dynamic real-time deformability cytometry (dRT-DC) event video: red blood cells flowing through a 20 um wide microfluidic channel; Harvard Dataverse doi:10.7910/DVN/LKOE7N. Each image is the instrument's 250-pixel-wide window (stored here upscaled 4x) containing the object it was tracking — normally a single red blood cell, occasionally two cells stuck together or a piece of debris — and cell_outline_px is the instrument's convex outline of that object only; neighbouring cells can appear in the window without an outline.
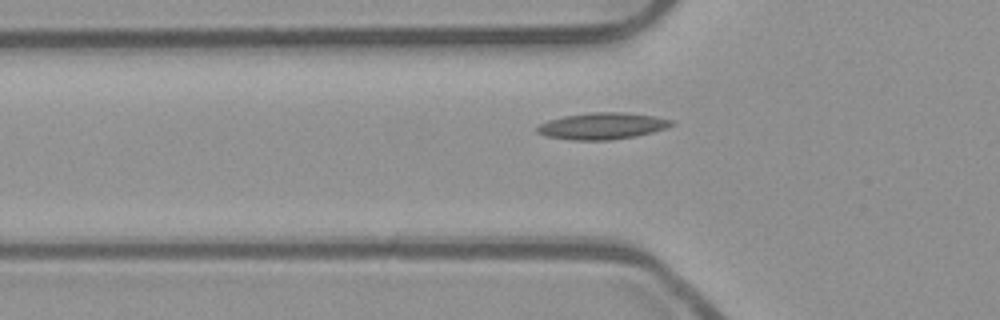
{"species": "common noctule bat (a hibernating species)", "species_latin": "Nyctalus noctula", "temperature_condition": "room temperature", "stored_images_in_passage": 33, "camera_frame_rate_fps": 3000, "um_per_image_px": 0.085, "animal": {"sex": "male", "body_mass_g": 23.1, "forearm_length_mm": 52.7}, "frame": {"image": 1, "passage_image": 4, "time_ms": 1.0, "image_size_px": [1000, 320], "cell_outline_px": [[672, 124], [664, 128], [652, 132], [636, 136], [608, 140], [572, 140], [548, 136], [536, 132], [536, 128], [540, 124], [548, 120], [564, 116], [592, 112], [624, 112], [652, 116], [672, 120]], "centroid_in_image_um": [51.15, 10.71], "position_along_channel_um": 74.7, "area_um2": 20.52}}
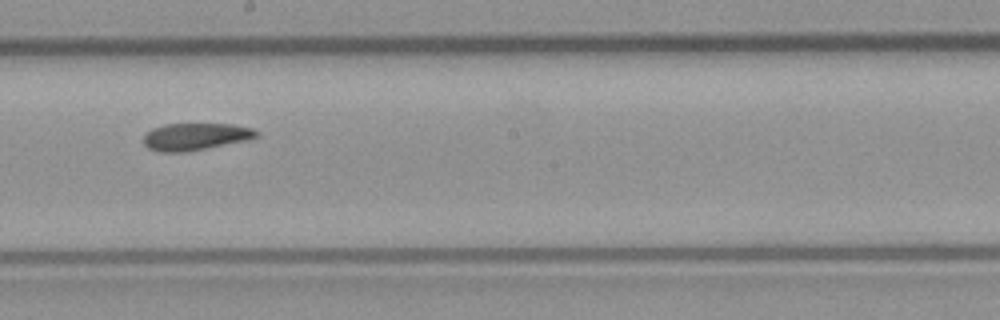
{"frame": {"image": 2, "passage_image": 16, "time_ms": 5.0, "image_size_px": [1000, 320], "cell_outline_px": [[260, 132], [256, 136], [244, 140], [184, 152], [160, 152], [148, 148], [144, 144], [144, 136], [152, 128], [164, 124], [232, 124], [252, 128]], "centroid_in_image_um": [16.56, 11.6], "position_along_channel_um": 231.6, "area_um2": 17.51}}
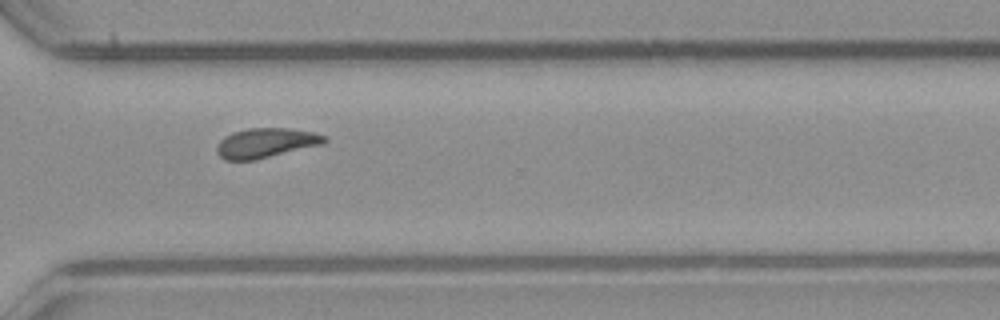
{"frame": {"image": 3, "passage_image": 25, "time_ms": 8.0, "image_size_px": [1000, 320], "cell_outline_px": [[328, 140], [324, 144], [256, 160], [224, 160], [216, 152], [216, 148], [220, 140], [224, 136], [232, 132], [248, 128], [288, 128], [312, 132], [328, 136]], "centroid_in_image_um": [22.61, 12.15], "position_along_channel_um": 348.0, "area_um2": 18.84}, "authors_computed_cell_mechanics": {"area_um2": 18.3226, "velocity_mm_per_s": 3.8931, "shape_relaxation_time_tau1_ms": null, "shape_relaxation_time_tau2_ms": 4.7279, "deformation_change_tau1": null, "deformation_change_tau2": 0.1342}}